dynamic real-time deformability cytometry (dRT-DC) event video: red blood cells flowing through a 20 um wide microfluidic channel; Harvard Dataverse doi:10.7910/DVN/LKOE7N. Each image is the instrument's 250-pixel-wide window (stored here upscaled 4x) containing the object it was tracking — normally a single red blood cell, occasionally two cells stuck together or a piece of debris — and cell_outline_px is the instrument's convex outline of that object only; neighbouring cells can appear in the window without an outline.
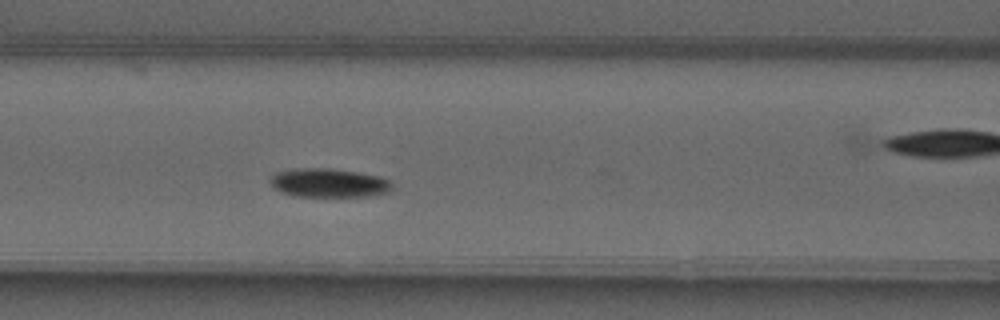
{"species": "common noctule bat (a hibernating species)", "species_latin": "Nyctalus noctula", "temperature_condition": "warm", "stored_images_in_passage": 35, "camera_frame_rate_fps": 3000, "um_per_image_px": 0.085, "animal": {"sex": "male", "forearm_length_mm": 52.5}, "frame": {"image": 1, "passage_image": 11, "time_ms": 3.333, "image_size_px": [1000, 320], "cell_outline_px": [[392, 188], [388, 192], [368, 196], [296, 196], [284, 192], [276, 188], [272, 184], [272, 176], [276, 172], [296, 168], [328, 168], [356, 172], [380, 176], [388, 180], [392, 184]], "centroid_in_image_um": [27.98, 15.54], "position_along_channel_um": 138.6, "area_um2": 20.11}}